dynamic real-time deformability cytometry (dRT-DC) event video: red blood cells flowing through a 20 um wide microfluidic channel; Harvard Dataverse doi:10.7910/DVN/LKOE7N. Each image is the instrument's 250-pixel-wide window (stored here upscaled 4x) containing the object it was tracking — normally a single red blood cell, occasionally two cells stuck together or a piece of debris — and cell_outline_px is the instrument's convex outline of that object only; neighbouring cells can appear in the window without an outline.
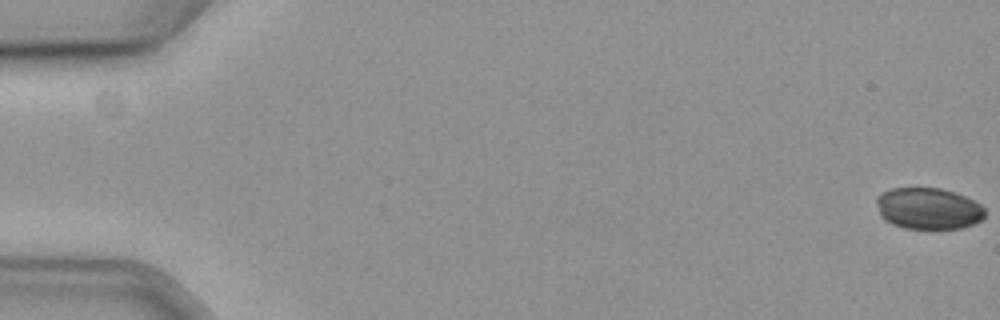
{"species": "common noctule bat (a hibernating species)", "species_latin": "Nyctalus noctula", "temperature_condition": "cold", "stored_images_in_passage": 59, "camera_frame_rate_fps": 3000, "um_per_image_px": 0.085, "animal": {"sex": "female", "body_mass_g": 19.3, "forearm_length_mm": 54.1}, "frame": {"image": 1, "passage_image": 1, "time_ms": 0.0, "image_size_px": [1000, 320], "cell_outline_px": [[984, 216], [980, 220], [972, 224], [960, 228], [904, 228], [892, 224], [884, 220], [880, 216], [876, 204], [876, 196], [880, 192], [892, 188], [940, 188], [956, 192], [980, 204], [984, 208]], "centroid_in_image_um": [78.85, 17.71], "position_along_channel_um": 6.1, "area_um2": 26.24}}
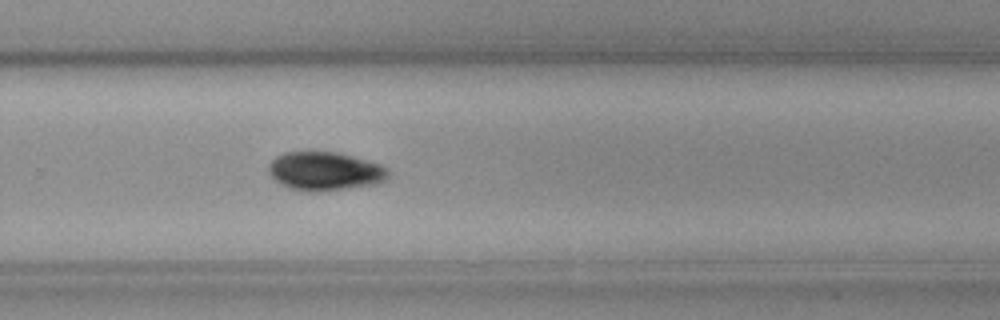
{"frame": {"image": 2, "passage_image": 40, "time_ms": 13.0, "image_size_px": [1000, 320], "cell_outline_px": [[388, 180], [380, 184], [316, 192], [300, 192], [288, 188], [280, 184], [268, 172], [268, 164], [276, 156], [284, 152], [336, 152], [368, 160], [380, 164], [388, 168]], "centroid_in_image_um": [27.63, 14.57], "position_along_channel_um": 302.2, "area_um2": 27.34}}
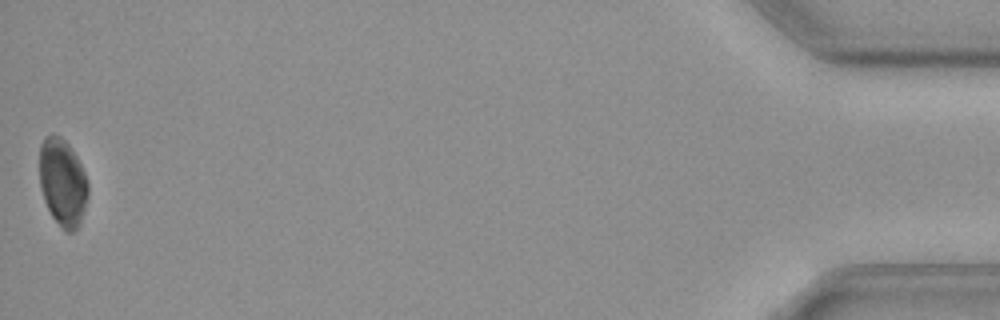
{"frame": {"image": 3, "passage_image": 59, "time_ms": 19.333, "image_size_px": [1000, 320], "cell_outline_px": [[88, 196], [80, 224], [72, 232], [64, 232], [60, 228], [52, 216], [44, 200], [40, 188], [40, 144], [44, 136], [60, 136], [68, 144], [76, 156], [84, 172], [88, 184]], "centroid_in_image_um": [5.32, 15.54], "position_along_channel_um": 429.9, "area_um2": 24.68}}